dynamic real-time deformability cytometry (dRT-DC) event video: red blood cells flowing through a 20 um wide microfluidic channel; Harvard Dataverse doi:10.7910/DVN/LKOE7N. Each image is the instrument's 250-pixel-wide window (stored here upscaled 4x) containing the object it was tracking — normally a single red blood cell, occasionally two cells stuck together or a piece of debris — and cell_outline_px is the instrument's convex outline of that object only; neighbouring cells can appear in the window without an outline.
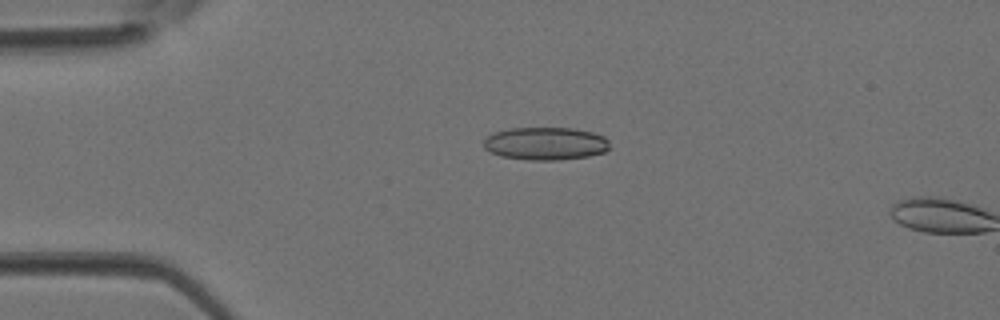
{"species": "Egyptian fruit bat (a non-hibernating species)", "species_latin": "Rousettus aegyptiacus", "temperature_condition": "room temperature", "stored_images_in_passage": 4, "camera_frame_rate_fps": 3000, "um_per_image_px": 0.085, "animal": {"sex": "female"}, "frame": {"image": 1, "passage_image": 3, "time_ms": 0.667, "image_size_px": [1000, 320], "cell_outline_px": [[608, 148], [604, 152], [588, 156], [560, 160], [528, 160], [500, 156], [488, 152], [484, 148], [484, 140], [492, 132], [512, 128], [572, 128], [592, 132], [604, 136], [608, 140]], "centroid_in_image_um": [46.33, 12.2], "position_along_channel_um": 38.7, "area_um2": 24.22}}